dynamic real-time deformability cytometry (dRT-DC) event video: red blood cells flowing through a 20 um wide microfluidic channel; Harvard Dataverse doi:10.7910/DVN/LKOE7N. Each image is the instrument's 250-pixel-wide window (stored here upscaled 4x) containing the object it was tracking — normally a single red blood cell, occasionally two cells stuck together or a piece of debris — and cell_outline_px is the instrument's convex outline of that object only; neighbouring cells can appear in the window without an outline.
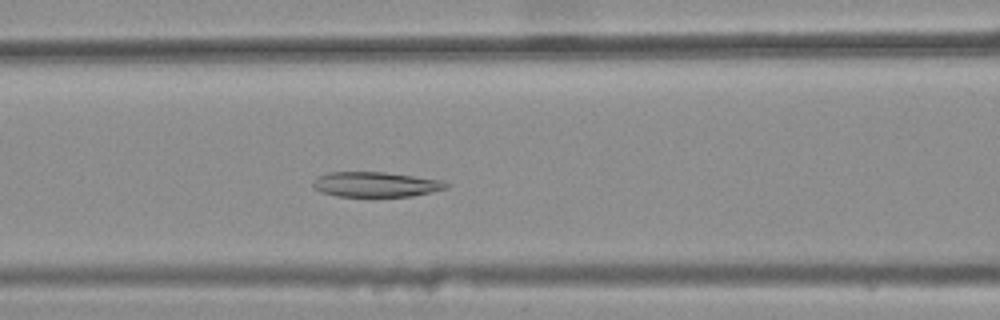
{"species": "common noctule bat (a hibernating species)", "species_latin": "Nyctalus noctula", "temperature_condition": "warm", "stored_images_in_passage": 42, "camera_frame_rate_fps": 3000, "um_per_image_px": 0.085, "animal": {"sex": "female", "body_mass_g": 25.1}, "frame": {"image": 1, "passage_image": 20, "time_ms": 6.333, "image_size_px": [1000, 320], "cell_outline_px": [[448, 188], [432, 192], [412, 196], [336, 196], [320, 192], [312, 188], [312, 180], [316, 176], [328, 172], [384, 172], [440, 180], [448, 184]], "centroid_in_image_um": [31.85, 15.67], "position_along_channel_um": 134.7, "area_um2": 19.48}}
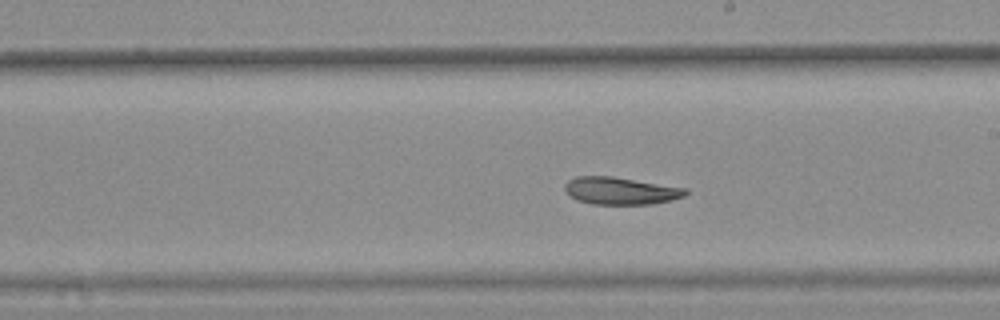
{"frame": {"image": 2, "passage_image": 28, "time_ms": 9.0, "image_size_px": [1000, 320], "cell_outline_px": [[688, 192], [684, 196], [672, 200], [652, 204], [592, 204], [576, 200], [568, 196], [564, 192], [564, 184], [568, 180], [576, 176], [612, 176], [688, 188]], "centroid_in_image_um": [52.72, 16.22], "position_along_channel_um": 236.3, "area_um2": 19.54}}
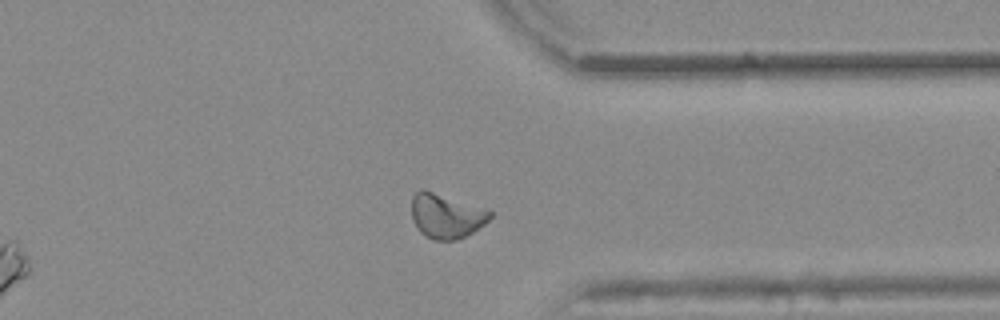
{"frame": {"image": 3, "passage_image": 39, "time_ms": 12.667, "image_size_px": [1000, 320], "cell_outline_px": [[492, 216], [484, 224], [472, 232], [456, 240], [432, 240], [424, 236], [416, 228], [412, 220], [412, 196], [420, 188], [424, 188], [488, 208], [492, 212]], "centroid_in_image_um": [37.91, 18.33], "position_along_channel_um": 373.5, "area_um2": 20.87}}